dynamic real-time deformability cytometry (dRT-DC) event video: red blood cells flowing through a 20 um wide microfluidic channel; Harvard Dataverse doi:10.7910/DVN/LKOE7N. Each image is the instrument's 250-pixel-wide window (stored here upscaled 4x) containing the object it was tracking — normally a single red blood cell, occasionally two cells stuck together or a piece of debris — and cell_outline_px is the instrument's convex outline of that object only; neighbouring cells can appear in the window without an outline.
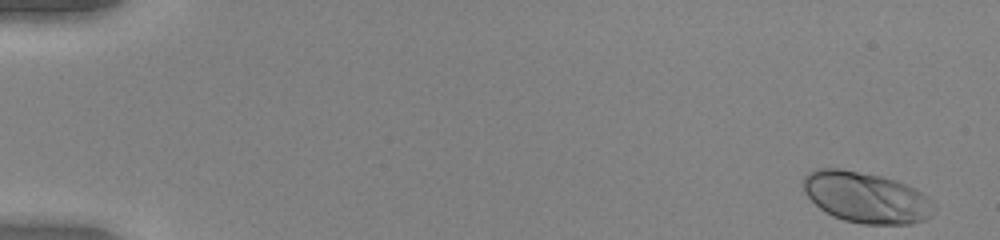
{"species": "human", "species_latin": "Homo sapiens", "temperature_condition": "warm", "stored_images_in_passage": 30, "camera_frame_rate_fps": 3000, "um_per_image_px": 0.085, "donor": {"sex": "female"}, "frame": {"image": 1, "passage_image": 1, "time_ms": 0.0, "image_size_px": [1000, 240], "cell_outline_px": [[936, 208], [924, 220], [912, 224], [864, 224], [844, 220], [832, 216], [824, 212], [804, 192], [804, 176], [808, 172], [816, 168], [840, 168], [880, 176], [896, 180], [916, 188], [928, 196]], "centroid_in_image_um": [73.63, 16.78], "position_along_channel_um": 11.4, "area_um2": 38.84}}
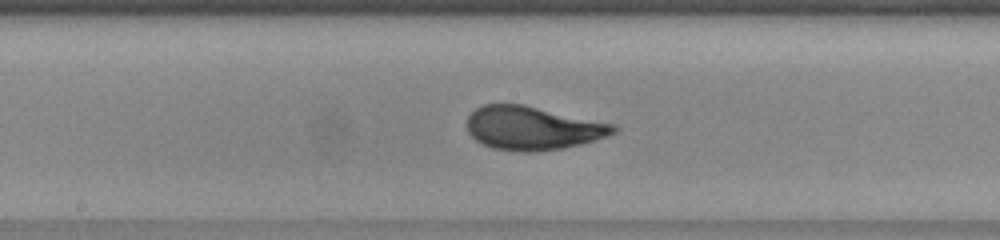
{"frame": {"image": 2, "passage_image": 27, "time_ms": 8.667, "image_size_px": [1000, 240], "cell_outline_px": [[620, 128], [616, 132], [608, 136], [596, 140], [564, 148], [536, 152], [520, 152], [492, 148], [476, 140], [468, 132], [468, 116], [476, 108], [484, 104], [524, 104], [616, 124]], "centroid_in_image_um": [45.32, 10.89], "position_along_channel_um": 202.9, "area_um2": 37.45}}
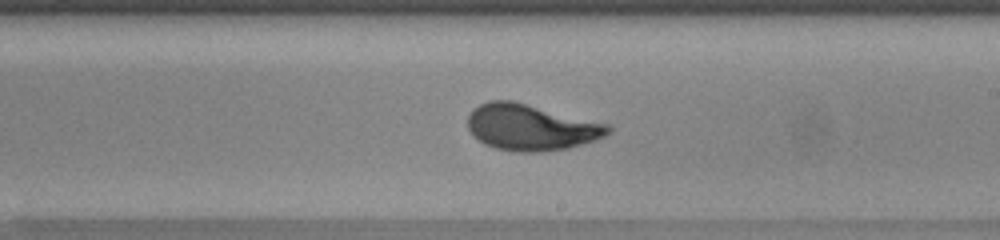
{"frame": {"image": 3, "passage_image": 30, "time_ms": 9.667, "image_size_px": [1000, 240], "cell_outline_px": [[612, 132], [604, 136], [568, 148], [540, 152], [516, 152], [496, 148], [484, 144], [472, 136], [468, 128], [468, 116], [472, 108], [488, 100], [512, 100], [612, 124]], "centroid_in_image_um": [45.13, 10.81], "position_along_channel_um": 243.9, "area_um2": 38.15}}